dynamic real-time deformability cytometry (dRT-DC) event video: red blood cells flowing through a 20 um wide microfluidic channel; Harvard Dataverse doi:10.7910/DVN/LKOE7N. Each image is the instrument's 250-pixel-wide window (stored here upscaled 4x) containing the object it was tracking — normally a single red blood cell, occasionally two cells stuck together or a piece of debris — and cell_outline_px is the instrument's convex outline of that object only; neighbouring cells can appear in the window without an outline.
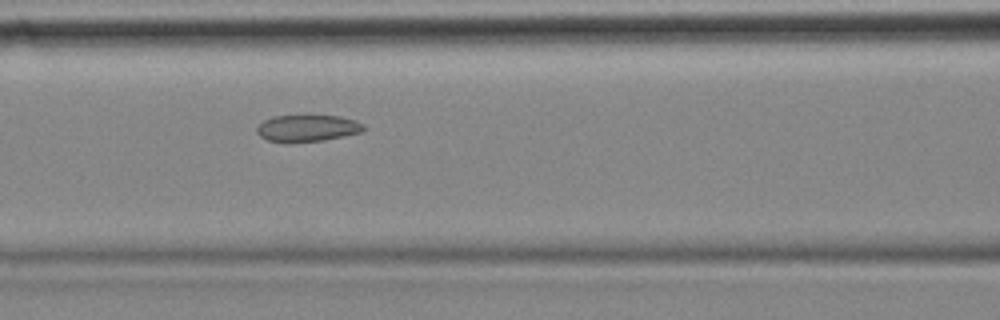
{"species": "common noctule bat (a hibernating species)", "species_latin": "Nyctalus noctula", "temperature_condition": "cold", "stored_images_in_passage": 5, "camera_frame_rate_fps": 3000, "um_per_image_px": 0.085, "animal": {"sex": "female", "body_mass_g": 18.4}, "frame": {"image": 1, "passage_image": 5, "time_ms": 1.333, "image_size_px": [1000, 320], "cell_outline_px": [[364, 128], [360, 132], [344, 136], [324, 140], [268, 140], [260, 136], [256, 132], [256, 128], [264, 120], [272, 116], [340, 116], [356, 120], [364, 124]], "centroid_in_image_um": [26.16, 10.86], "position_along_channel_um": 140.4, "area_um2": 16.01}}